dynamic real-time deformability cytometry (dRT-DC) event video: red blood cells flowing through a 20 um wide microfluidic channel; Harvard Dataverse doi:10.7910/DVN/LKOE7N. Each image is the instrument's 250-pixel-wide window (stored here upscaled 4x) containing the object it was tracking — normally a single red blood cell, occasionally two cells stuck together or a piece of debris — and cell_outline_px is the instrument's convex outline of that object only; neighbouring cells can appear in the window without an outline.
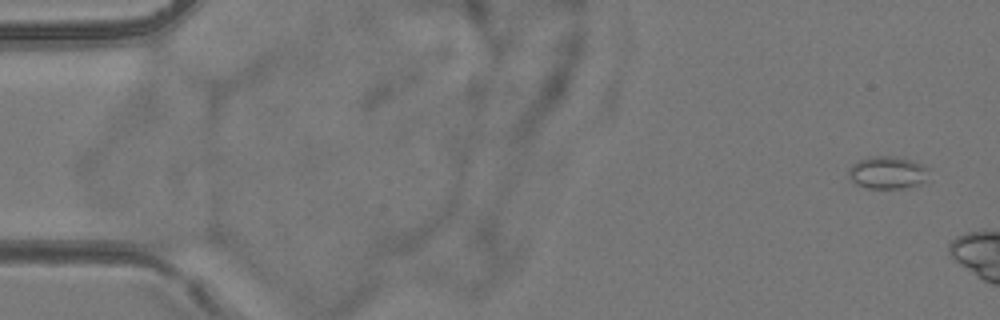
{"species": "common noctule bat (a hibernating species)", "species_latin": "Nyctalus noctula", "temperature_condition": "room temperature", "stored_images_in_passage": 3, "camera_frame_rate_fps": 3000, "um_per_image_px": 0.085, "animal": {"sex": "female", "body_mass_g": 24.6, "forearm_length_mm": 56.2}, "frame": {"image": 1, "passage_image": 1, "time_ms": 0.0, "image_size_px": [1000, 320], "cell_outline_px": [[928, 168], [924, 180], [920, 184], [904, 188], [868, 188], [856, 184], [852, 180], [848, 172], [848, 168], [852, 164], [860, 160], [872, 156], [892, 156], [908, 160], [920, 164]], "centroid_in_image_um": [75.39, 14.67], "position_along_channel_um": 9.6, "area_um2": 14.85}}